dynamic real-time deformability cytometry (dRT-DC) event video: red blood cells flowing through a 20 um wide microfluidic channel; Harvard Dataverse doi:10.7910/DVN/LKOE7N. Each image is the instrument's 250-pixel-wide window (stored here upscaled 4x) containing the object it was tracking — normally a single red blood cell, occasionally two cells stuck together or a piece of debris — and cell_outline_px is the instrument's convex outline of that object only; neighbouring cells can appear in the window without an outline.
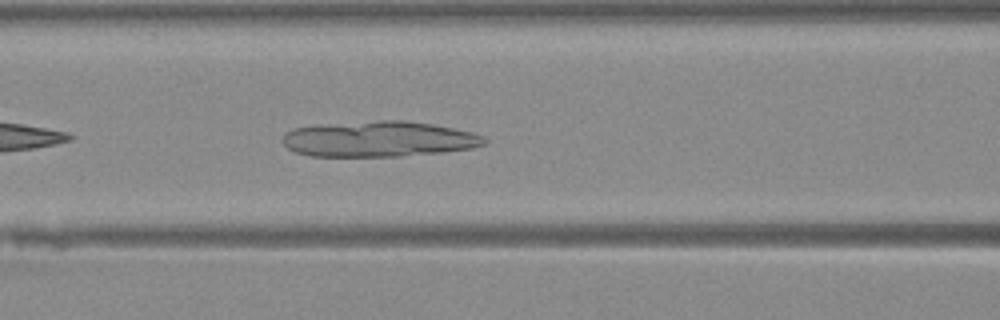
{"species": "Egyptian fruit bat (a non-hibernating species)", "species_latin": "Rousettus aegyptiacus", "temperature_condition": "warm", "stored_images_in_passage": 30, "camera_frame_rate_fps": 3000, "um_per_image_px": 0.085, "animal": {"sex": "female"}, "frame": {"image": 1, "passage_image": 7, "time_ms": 2.0, "image_size_px": [1000, 320], "cell_outline_px": [[488, 140], [484, 144], [472, 148], [444, 152], [400, 156], [312, 156], [296, 152], [288, 148], [284, 144], [284, 132], [292, 128], [316, 124], [380, 120], [404, 120], [432, 124], [472, 132], [484, 136]], "centroid_in_image_um": [32.19, 11.81], "position_along_channel_um": 134.4, "area_um2": 42.08}}
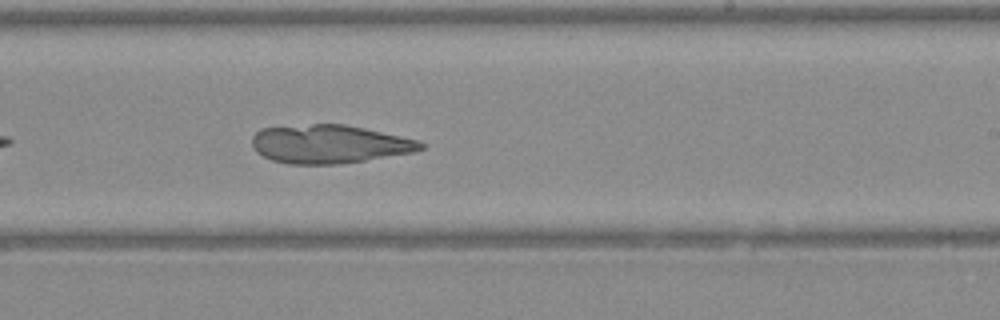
{"frame": {"image": 2, "passage_image": 16, "time_ms": 5.0, "image_size_px": [1000, 320], "cell_outline_px": [[424, 148], [416, 152], [364, 160], [336, 164], [288, 164], [272, 160], [256, 152], [252, 144], [252, 136], [260, 128], [312, 124], [344, 124], [364, 128], [420, 140], [424, 144]], "centroid_in_image_um": [28.0, 12.24], "position_along_channel_um": 261.0, "area_um2": 37.8}}
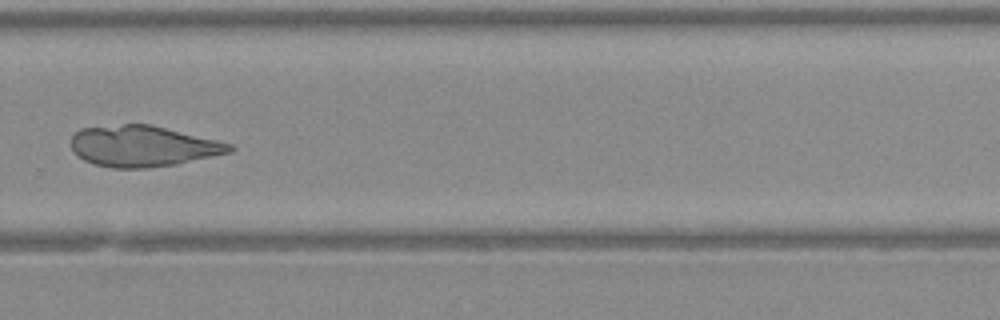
{"frame": {"image": 3, "passage_image": 20, "time_ms": 6.333, "image_size_px": [1000, 320], "cell_outline_px": [[236, 148], [232, 152], [176, 164], [148, 168], [112, 168], [92, 164], [84, 160], [72, 152], [72, 136], [80, 128], [124, 124], [152, 124], [232, 144]], "centroid_in_image_um": [12.14, 12.42], "position_along_channel_um": 317.7, "area_um2": 37.97}}